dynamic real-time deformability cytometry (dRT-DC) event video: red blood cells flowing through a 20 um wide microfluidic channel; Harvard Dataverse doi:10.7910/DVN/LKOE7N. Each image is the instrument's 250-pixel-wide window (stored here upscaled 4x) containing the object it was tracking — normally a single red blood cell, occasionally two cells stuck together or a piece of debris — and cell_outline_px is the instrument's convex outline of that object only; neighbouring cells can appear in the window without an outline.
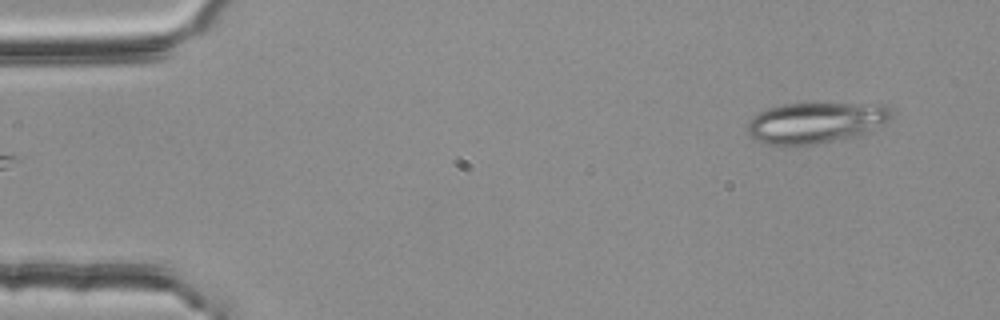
{"species": "common noctule bat (a hibernating species)", "species_latin": "Nyctalus noctula", "temperature_condition": "room temperature", "stored_images_in_passage": 50, "camera_frame_rate_fps": 3000, "um_per_image_px": 0.085, "animal": {"sex": "female", "body_mass_g": 25.1}, "frame": {"image": 1, "passage_image": 1, "time_ms": 0.0, "image_size_px": [1000, 320], "cell_outline_px": [[892, 116], [888, 120], [860, 136], [812, 144], [768, 144], [756, 140], [748, 132], [748, 120], [760, 112], [768, 108], [784, 104], [856, 104], [892, 108]], "centroid_in_image_um": [69.3, 10.43], "position_along_channel_um": 15.7, "area_um2": 33.47}}
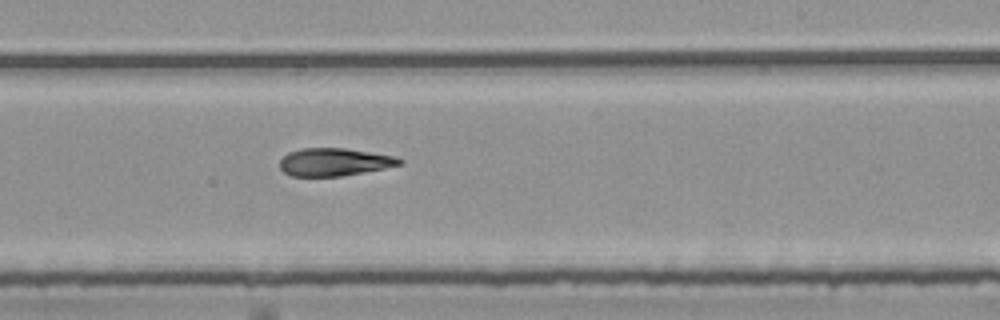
{"frame": {"image": 2, "passage_image": 29, "time_ms": 9.333, "image_size_px": [1000, 320], "cell_outline_px": [[404, 164], [364, 172], [340, 176], [292, 176], [284, 172], [280, 168], [280, 160], [288, 152], [300, 148], [344, 148], [396, 156], [404, 160]], "centroid_in_image_um": [28.43, 13.76], "position_along_channel_um": 260.6, "area_um2": 19.42}}
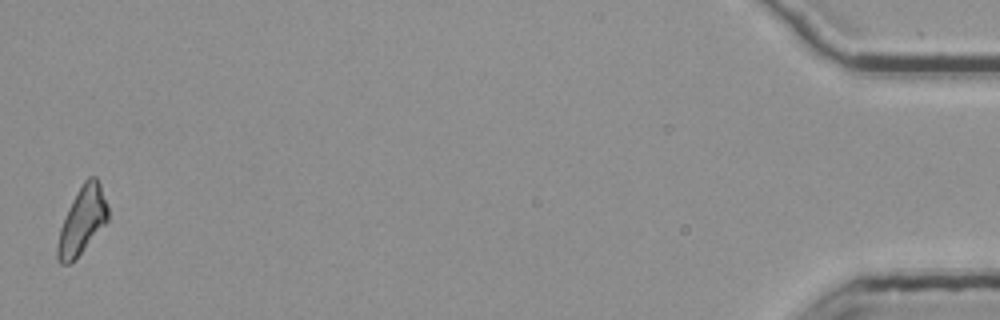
{"frame": {"image": 3, "passage_image": 50, "time_ms": 16.333, "image_size_px": [1000, 320], "cell_outline_px": [[108, 220], [76, 260], [68, 264], [60, 264], [56, 256], [56, 244], [60, 228], [68, 208], [76, 192], [84, 180], [88, 176], [96, 176], [100, 184], [108, 208]], "centroid_in_image_um": [6.96, 18.78], "position_along_channel_um": 428.2, "area_um2": 19.83}, "authors_computed_cell_mechanics": {"area_um2": 20.1722, "velocity_mm_per_s": 3.7866, "shape_relaxation_time_tau1_ms": 6.2545, "shape_relaxation_time_tau2_ms": 8.0364, "deformation_change_tau1": 0.1981, "deformation_change_tau2": 0.204}}